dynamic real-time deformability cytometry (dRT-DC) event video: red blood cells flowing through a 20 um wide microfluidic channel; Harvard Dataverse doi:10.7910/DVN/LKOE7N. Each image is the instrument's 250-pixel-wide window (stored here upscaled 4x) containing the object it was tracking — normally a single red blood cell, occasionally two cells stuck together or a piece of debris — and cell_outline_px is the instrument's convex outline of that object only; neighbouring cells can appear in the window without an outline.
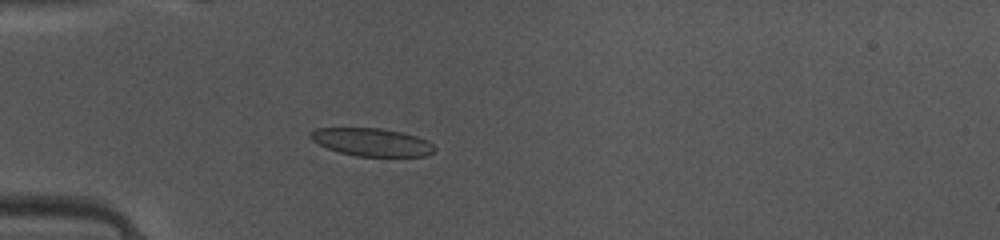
{"species": "common noctule bat (a hibernating species)", "species_latin": "Nyctalus noctula", "temperature_condition": "warm", "stored_images_in_passage": 35, "camera_frame_rate_fps": 3000, "um_per_image_px": 0.085, "animal": {"sex": "female", "body_mass_g": 10.0, "forearm_length_mm": 53.1}, "frame": {"image": 1, "passage_image": 1, "time_ms": 0.0, "image_size_px": [1000, 240], "cell_outline_px": [[436, 148], [432, 152], [424, 156], [356, 156], [340, 152], [328, 148], [312, 140], [308, 136], [308, 132], [316, 128], [380, 128], [400, 132], [416, 136], [428, 140]], "centroid_in_image_um": [31.58, 12.07], "position_along_channel_um": 53.4, "area_um2": 20.06}}
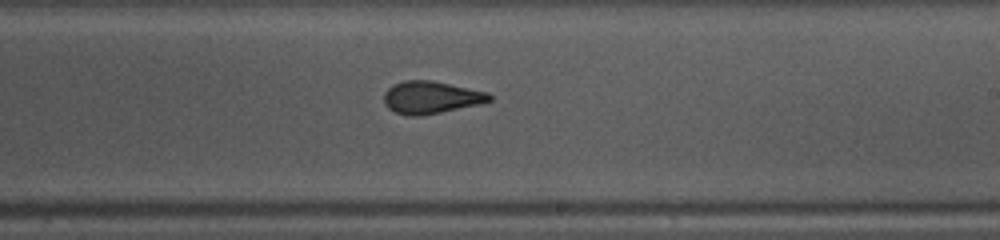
{"frame": {"image": 2, "passage_image": 16, "time_ms": 5.0, "image_size_px": [1000, 240], "cell_outline_px": [[492, 100], [480, 104], [420, 116], [412, 116], [396, 112], [388, 108], [384, 104], [384, 92], [392, 84], [404, 80], [432, 80], [488, 92], [492, 96]], "centroid_in_image_um": [36.62, 8.27], "position_along_channel_um": 252.4, "area_um2": 19.94}}
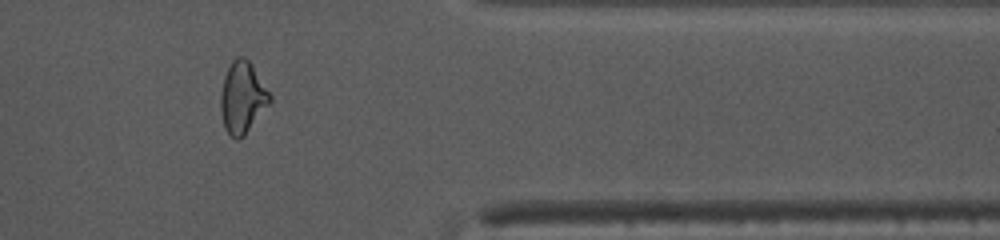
{"frame": {"image": 3, "passage_image": 27, "time_ms": 8.667, "image_size_px": [1000, 240], "cell_outline_px": [[272, 100], [244, 136], [240, 140], [236, 140], [224, 128], [220, 108], [220, 96], [224, 76], [232, 60], [236, 56], [244, 56], [252, 64], [272, 96]], "centroid_in_image_um": [20.6, 8.28], "position_along_channel_um": 390.8, "area_um2": 20.58}, "authors_computed_cell_mechanics": {"area_um2": 20.2878, "velocity_mm_per_s": 4.1315, "shape_relaxation_time_tau1_ms": 2.8259, "shape_relaxation_time_tau2_ms": 1.0149, "deformation_change_tau1": 0.1452, "deformation_change_tau2": 0.0857}}